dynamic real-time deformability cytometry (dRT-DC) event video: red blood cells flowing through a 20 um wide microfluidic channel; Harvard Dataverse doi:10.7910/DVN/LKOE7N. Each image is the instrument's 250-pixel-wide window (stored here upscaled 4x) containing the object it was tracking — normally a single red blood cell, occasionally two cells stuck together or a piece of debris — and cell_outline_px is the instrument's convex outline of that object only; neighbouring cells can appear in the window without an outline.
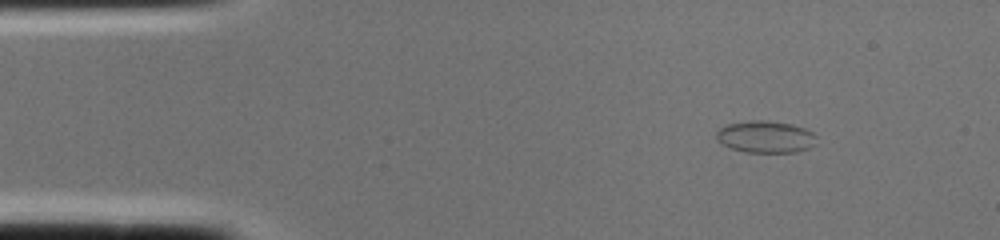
{"species": "common noctule bat (a hibernating species)", "species_latin": "Nyctalus noctula", "temperature_condition": "cold", "stored_images_in_passage": 1, "camera_frame_rate_fps": 3000, "um_per_image_px": 0.085, "animal": {"sex": "female", "body_mass_g": 22.0, "forearm_length_mm": 56.7}, "frame": {"image": 1, "passage_image": 1, "time_ms": 0.0, "image_size_px": [1000, 240], "cell_outline_px": [[816, 144], [808, 148], [796, 152], [744, 152], [732, 148], [716, 140], [716, 132], [720, 128], [728, 124], [752, 120], [764, 120], [792, 124], [804, 128], [812, 132], [816, 136]], "centroid_in_image_um": [65.08, 11.63], "position_along_channel_um": 19.9, "area_um2": 18.61}}